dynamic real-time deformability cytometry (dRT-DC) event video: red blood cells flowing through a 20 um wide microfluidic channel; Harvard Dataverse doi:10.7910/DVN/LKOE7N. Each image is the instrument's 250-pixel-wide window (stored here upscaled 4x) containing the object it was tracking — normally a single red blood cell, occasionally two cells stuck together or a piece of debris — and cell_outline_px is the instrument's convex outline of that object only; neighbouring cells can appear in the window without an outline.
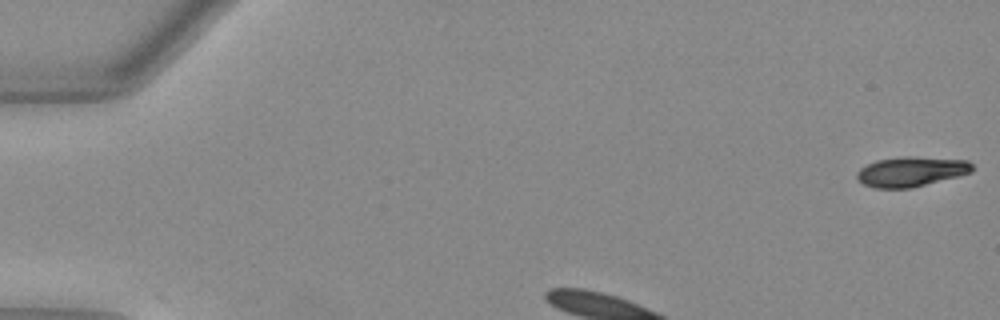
{"species": "Egyptian fruit bat (a non-hibernating species)", "species_latin": "Rousettus aegyptiacus", "temperature_condition": "warm", "stored_images_in_passage": 14, "camera_frame_rate_fps": 3000, "um_per_image_px": 0.085, "animal": {"sex": "female"}, "frame": {"image": 1, "passage_image": 1, "time_ms": 0.0, "image_size_px": [1000, 320], "cell_outline_px": [[972, 172], [912, 188], [876, 188], [864, 184], [856, 180], [856, 172], [860, 168], [876, 160], [904, 156], [916, 156], [968, 160], [972, 164]], "centroid_in_image_um": [77.42, 14.58], "position_along_channel_um": 7.6, "area_um2": 20.17}}
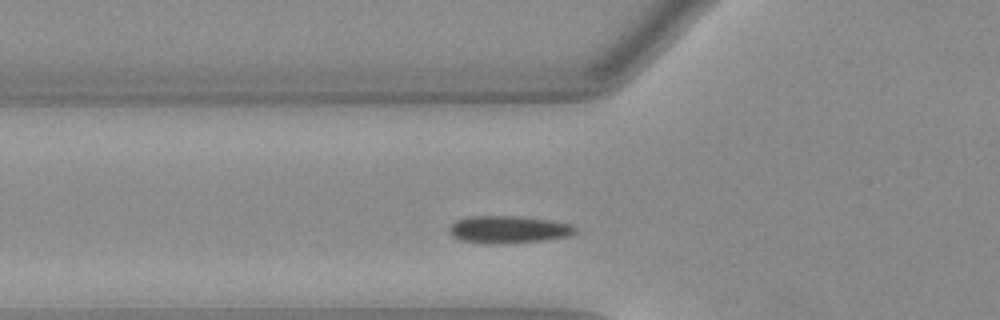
{"frame": {"image": 2, "passage_image": 9, "time_ms": 2.667, "image_size_px": [1000, 320], "cell_outline_px": [[576, 232], [568, 236], [544, 240], [492, 244], [484, 244], [460, 240], [452, 236], [448, 232], [448, 228], [456, 220], [468, 216], [524, 216], [552, 220], [572, 224], [576, 228]], "centroid_in_image_um": [43.19, 19.5], "position_along_channel_um": 82.6, "area_um2": 20.35}}
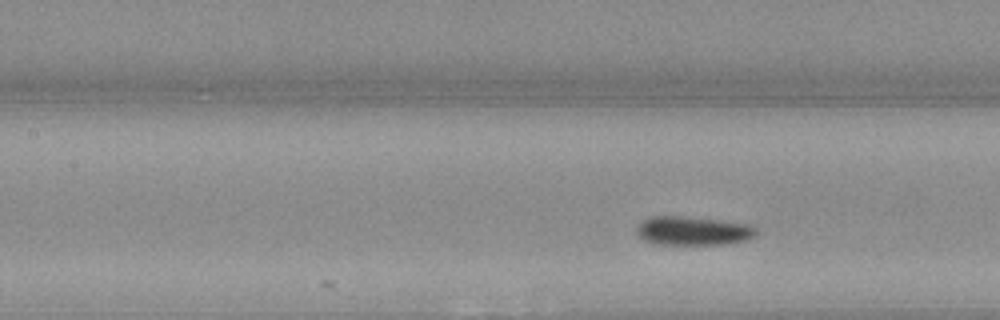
{"frame": {"image": 3, "passage_image": 14, "time_ms": 4.333, "image_size_px": [1000, 320], "cell_outline_px": [[756, 236], [748, 240], [728, 244], [652, 244], [640, 240], [636, 232], [636, 228], [648, 216], [680, 216], [716, 220], [748, 224], [756, 228]], "centroid_in_image_um": [58.87, 19.63], "position_along_channel_um": 148.5, "area_um2": 20.23}}